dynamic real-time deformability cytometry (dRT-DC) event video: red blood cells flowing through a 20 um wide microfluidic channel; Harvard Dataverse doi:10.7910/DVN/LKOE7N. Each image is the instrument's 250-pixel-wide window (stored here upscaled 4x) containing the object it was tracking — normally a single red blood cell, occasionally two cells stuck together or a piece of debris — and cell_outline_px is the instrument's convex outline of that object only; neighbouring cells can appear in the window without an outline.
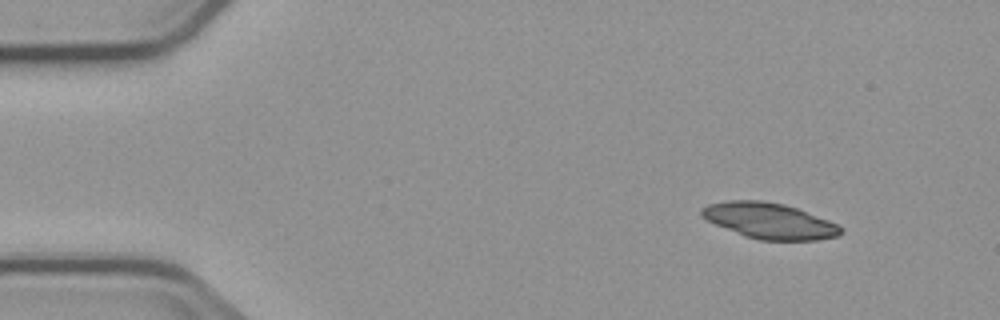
{"species": "common noctule bat (a hibernating species)", "species_latin": "Nyctalus noctula", "temperature_condition": "cold", "stored_images_in_passage": 4, "segment_of_instrument_passage": [1, 2], "camera_frame_rate_fps": 3000, "um_per_image_px": 0.085, "animal": {"sex": "male", "body_mass_g": 23.1, "forearm_length_mm": 52.7}, "frame": {"image": 1, "passage_image": 1, "time_ms": 0.0, "image_size_px": [1000, 320], "cell_outline_px": [[844, 232], [836, 236], [816, 240], [760, 240], [744, 236], [716, 224], [700, 216], [700, 208], [708, 204], [724, 200], [760, 200], [784, 204], [796, 208], [828, 220], [844, 228]], "centroid_in_image_um": [65.37, 18.76], "position_along_channel_um": 19.6, "area_um2": 28.96}}